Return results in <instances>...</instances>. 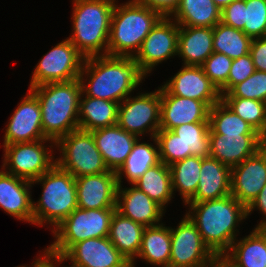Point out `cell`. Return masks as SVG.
I'll return each mask as SVG.
<instances>
[{
  "label": "cell",
  "mask_w": 266,
  "mask_h": 267,
  "mask_svg": "<svg viewBox=\"0 0 266 267\" xmlns=\"http://www.w3.org/2000/svg\"><path fill=\"white\" fill-rule=\"evenodd\" d=\"M144 77L146 74L133 57L103 55L84 60L79 81L86 96L120 104Z\"/></svg>",
  "instance_id": "6da1fadb"
},
{
  "label": "cell",
  "mask_w": 266,
  "mask_h": 267,
  "mask_svg": "<svg viewBox=\"0 0 266 267\" xmlns=\"http://www.w3.org/2000/svg\"><path fill=\"white\" fill-rule=\"evenodd\" d=\"M184 204L190 205L186 215L198 228L205 245L217 258H222L236 240L239 232L236 227L247 218V208L231 194L220 199Z\"/></svg>",
  "instance_id": "7a4b0ae2"
},
{
  "label": "cell",
  "mask_w": 266,
  "mask_h": 267,
  "mask_svg": "<svg viewBox=\"0 0 266 267\" xmlns=\"http://www.w3.org/2000/svg\"><path fill=\"white\" fill-rule=\"evenodd\" d=\"M29 90L38 98L44 136L57 142L79 129V105L82 94L79 79L51 82Z\"/></svg>",
  "instance_id": "3957f363"
},
{
  "label": "cell",
  "mask_w": 266,
  "mask_h": 267,
  "mask_svg": "<svg viewBox=\"0 0 266 267\" xmlns=\"http://www.w3.org/2000/svg\"><path fill=\"white\" fill-rule=\"evenodd\" d=\"M73 1V32L68 39L85 59L107 55L111 18L116 0Z\"/></svg>",
  "instance_id": "277c9868"
},
{
  "label": "cell",
  "mask_w": 266,
  "mask_h": 267,
  "mask_svg": "<svg viewBox=\"0 0 266 267\" xmlns=\"http://www.w3.org/2000/svg\"><path fill=\"white\" fill-rule=\"evenodd\" d=\"M162 17L158 11L133 0L120 6L115 3L107 55L134 57L146 36Z\"/></svg>",
  "instance_id": "5b68a950"
},
{
  "label": "cell",
  "mask_w": 266,
  "mask_h": 267,
  "mask_svg": "<svg viewBox=\"0 0 266 267\" xmlns=\"http://www.w3.org/2000/svg\"><path fill=\"white\" fill-rule=\"evenodd\" d=\"M39 182L43 192L37 203L33 201V224L49 223L53 230L78 207L75 178L55 164L31 183Z\"/></svg>",
  "instance_id": "8992f818"
},
{
  "label": "cell",
  "mask_w": 266,
  "mask_h": 267,
  "mask_svg": "<svg viewBox=\"0 0 266 267\" xmlns=\"http://www.w3.org/2000/svg\"><path fill=\"white\" fill-rule=\"evenodd\" d=\"M116 208L74 209L69 216L52 230L54 241L45 249L60 258L72 245L89 238L108 237L110 222Z\"/></svg>",
  "instance_id": "52a82bcc"
},
{
  "label": "cell",
  "mask_w": 266,
  "mask_h": 267,
  "mask_svg": "<svg viewBox=\"0 0 266 267\" xmlns=\"http://www.w3.org/2000/svg\"><path fill=\"white\" fill-rule=\"evenodd\" d=\"M61 151L56 164L74 178L108 172L91 132L75 130L56 142Z\"/></svg>",
  "instance_id": "ba28073f"
},
{
  "label": "cell",
  "mask_w": 266,
  "mask_h": 267,
  "mask_svg": "<svg viewBox=\"0 0 266 267\" xmlns=\"http://www.w3.org/2000/svg\"><path fill=\"white\" fill-rule=\"evenodd\" d=\"M160 161L167 166L190 156L210 155L209 123L183 124L156 134Z\"/></svg>",
  "instance_id": "9c48e42d"
},
{
  "label": "cell",
  "mask_w": 266,
  "mask_h": 267,
  "mask_svg": "<svg viewBox=\"0 0 266 267\" xmlns=\"http://www.w3.org/2000/svg\"><path fill=\"white\" fill-rule=\"evenodd\" d=\"M51 139H42L33 142L14 143L4 145V160L2 169L16 177L34 181L42 174L49 171L55 164L56 159L51 155L53 150L45 148L43 143ZM6 167V168H5Z\"/></svg>",
  "instance_id": "30bf717a"
},
{
  "label": "cell",
  "mask_w": 266,
  "mask_h": 267,
  "mask_svg": "<svg viewBox=\"0 0 266 267\" xmlns=\"http://www.w3.org/2000/svg\"><path fill=\"white\" fill-rule=\"evenodd\" d=\"M85 58L68 38L53 47L34 69L29 88L79 79Z\"/></svg>",
  "instance_id": "8fae6325"
},
{
  "label": "cell",
  "mask_w": 266,
  "mask_h": 267,
  "mask_svg": "<svg viewBox=\"0 0 266 267\" xmlns=\"http://www.w3.org/2000/svg\"><path fill=\"white\" fill-rule=\"evenodd\" d=\"M150 93L128 96L118 106L117 125L137 136L150 132V139L160 130V87Z\"/></svg>",
  "instance_id": "7c38bea8"
},
{
  "label": "cell",
  "mask_w": 266,
  "mask_h": 267,
  "mask_svg": "<svg viewBox=\"0 0 266 267\" xmlns=\"http://www.w3.org/2000/svg\"><path fill=\"white\" fill-rule=\"evenodd\" d=\"M169 267H212L217 257L205 245L196 225L185 214L177 228L170 227Z\"/></svg>",
  "instance_id": "4fadbf2b"
},
{
  "label": "cell",
  "mask_w": 266,
  "mask_h": 267,
  "mask_svg": "<svg viewBox=\"0 0 266 267\" xmlns=\"http://www.w3.org/2000/svg\"><path fill=\"white\" fill-rule=\"evenodd\" d=\"M170 17H162L146 36L133 59L147 75L164 60L178 53L179 25Z\"/></svg>",
  "instance_id": "5bb4252c"
},
{
  "label": "cell",
  "mask_w": 266,
  "mask_h": 267,
  "mask_svg": "<svg viewBox=\"0 0 266 267\" xmlns=\"http://www.w3.org/2000/svg\"><path fill=\"white\" fill-rule=\"evenodd\" d=\"M70 260L69 267H131V263L108 237L89 238L72 245L61 257Z\"/></svg>",
  "instance_id": "9a60e30c"
},
{
  "label": "cell",
  "mask_w": 266,
  "mask_h": 267,
  "mask_svg": "<svg viewBox=\"0 0 266 267\" xmlns=\"http://www.w3.org/2000/svg\"><path fill=\"white\" fill-rule=\"evenodd\" d=\"M266 184V148L231 168V195L246 208Z\"/></svg>",
  "instance_id": "2e32d148"
},
{
  "label": "cell",
  "mask_w": 266,
  "mask_h": 267,
  "mask_svg": "<svg viewBox=\"0 0 266 267\" xmlns=\"http://www.w3.org/2000/svg\"><path fill=\"white\" fill-rule=\"evenodd\" d=\"M4 145L47 139L38 98L29 90L6 125Z\"/></svg>",
  "instance_id": "e0dca14e"
},
{
  "label": "cell",
  "mask_w": 266,
  "mask_h": 267,
  "mask_svg": "<svg viewBox=\"0 0 266 267\" xmlns=\"http://www.w3.org/2000/svg\"><path fill=\"white\" fill-rule=\"evenodd\" d=\"M163 86L172 95L199 100L209 108L222 98L220 91L205 75L201 66L183 65Z\"/></svg>",
  "instance_id": "ac0fdd59"
},
{
  "label": "cell",
  "mask_w": 266,
  "mask_h": 267,
  "mask_svg": "<svg viewBox=\"0 0 266 267\" xmlns=\"http://www.w3.org/2000/svg\"><path fill=\"white\" fill-rule=\"evenodd\" d=\"M160 130H173L183 124L209 123L210 108L199 100L172 95L160 87Z\"/></svg>",
  "instance_id": "d6986e66"
},
{
  "label": "cell",
  "mask_w": 266,
  "mask_h": 267,
  "mask_svg": "<svg viewBox=\"0 0 266 267\" xmlns=\"http://www.w3.org/2000/svg\"><path fill=\"white\" fill-rule=\"evenodd\" d=\"M78 208H116L118 182L116 172L109 170L96 175L75 178Z\"/></svg>",
  "instance_id": "ffe728a7"
},
{
  "label": "cell",
  "mask_w": 266,
  "mask_h": 267,
  "mask_svg": "<svg viewBox=\"0 0 266 267\" xmlns=\"http://www.w3.org/2000/svg\"><path fill=\"white\" fill-rule=\"evenodd\" d=\"M210 155L233 168L263 147L262 135L209 134Z\"/></svg>",
  "instance_id": "44dd1931"
},
{
  "label": "cell",
  "mask_w": 266,
  "mask_h": 267,
  "mask_svg": "<svg viewBox=\"0 0 266 267\" xmlns=\"http://www.w3.org/2000/svg\"><path fill=\"white\" fill-rule=\"evenodd\" d=\"M130 188L118 186L116 211L145 227L161 224L164 209L146 193L132 185Z\"/></svg>",
  "instance_id": "7402d4cb"
},
{
  "label": "cell",
  "mask_w": 266,
  "mask_h": 267,
  "mask_svg": "<svg viewBox=\"0 0 266 267\" xmlns=\"http://www.w3.org/2000/svg\"><path fill=\"white\" fill-rule=\"evenodd\" d=\"M31 181L0 171V207L10 216L33 224Z\"/></svg>",
  "instance_id": "603a6c76"
},
{
  "label": "cell",
  "mask_w": 266,
  "mask_h": 267,
  "mask_svg": "<svg viewBox=\"0 0 266 267\" xmlns=\"http://www.w3.org/2000/svg\"><path fill=\"white\" fill-rule=\"evenodd\" d=\"M105 165L117 172L132 151L137 136L125 131L117 124L91 131Z\"/></svg>",
  "instance_id": "cb8c5ba5"
},
{
  "label": "cell",
  "mask_w": 266,
  "mask_h": 267,
  "mask_svg": "<svg viewBox=\"0 0 266 267\" xmlns=\"http://www.w3.org/2000/svg\"><path fill=\"white\" fill-rule=\"evenodd\" d=\"M230 194L231 168L211 156L203 157L197 190L186 203L220 199Z\"/></svg>",
  "instance_id": "d4e9b609"
},
{
  "label": "cell",
  "mask_w": 266,
  "mask_h": 267,
  "mask_svg": "<svg viewBox=\"0 0 266 267\" xmlns=\"http://www.w3.org/2000/svg\"><path fill=\"white\" fill-rule=\"evenodd\" d=\"M213 52V28L179 26L177 55L184 65L201 66Z\"/></svg>",
  "instance_id": "484cf974"
},
{
  "label": "cell",
  "mask_w": 266,
  "mask_h": 267,
  "mask_svg": "<svg viewBox=\"0 0 266 267\" xmlns=\"http://www.w3.org/2000/svg\"><path fill=\"white\" fill-rule=\"evenodd\" d=\"M236 241V242H235ZM232 243L222 257L232 267H265L266 229L254 228L248 236Z\"/></svg>",
  "instance_id": "4316f807"
},
{
  "label": "cell",
  "mask_w": 266,
  "mask_h": 267,
  "mask_svg": "<svg viewBox=\"0 0 266 267\" xmlns=\"http://www.w3.org/2000/svg\"><path fill=\"white\" fill-rule=\"evenodd\" d=\"M145 226L134 222L116 210L112 215L108 238L116 249L135 267V258L140 251Z\"/></svg>",
  "instance_id": "83f0119b"
},
{
  "label": "cell",
  "mask_w": 266,
  "mask_h": 267,
  "mask_svg": "<svg viewBox=\"0 0 266 267\" xmlns=\"http://www.w3.org/2000/svg\"><path fill=\"white\" fill-rule=\"evenodd\" d=\"M83 95L78 116L80 130L91 132L117 124L119 103Z\"/></svg>",
  "instance_id": "f1b7e54d"
},
{
  "label": "cell",
  "mask_w": 266,
  "mask_h": 267,
  "mask_svg": "<svg viewBox=\"0 0 266 267\" xmlns=\"http://www.w3.org/2000/svg\"><path fill=\"white\" fill-rule=\"evenodd\" d=\"M139 140V138L136 140L131 153L116 172L118 186H121L122 175L124 173L127 181L133 185L150 167L161 162L156 137H153L156 147L147 142L140 143Z\"/></svg>",
  "instance_id": "f546056e"
},
{
  "label": "cell",
  "mask_w": 266,
  "mask_h": 267,
  "mask_svg": "<svg viewBox=\"0 0 266 267\" xmlns=\"http://www.w3.org/2000/svg\"><path fill=\"white\" fill-rule=\"evenodd\" d=\"M170 17L179 26L213 28L221 21V9L213 0H180L179 7Z\"/></svg>",
  "instance_id": "4dcf8cb0"
},
{
  "label": "cell",
  "mask_w": 266,
  "mask_h": 267,
  "mask_svg": "<svg viewBox=\"0 0 266 267\" xmlns=\"http://www.w3.org/2000/svg\"><path fill=\"white\" fill-rule=\"evenodd\" d=\"M171 256L170 227L163 223L145 227L142 235V244L137 257L160 267H169Z\"/></svg>",
  "instance_id": "1f68e13d"
},
{
  "label": "cell",
  "mask_w": 266,
  "mask_h": 267,
  "mask_svg": "<svg viewBox=\"0 0 266 267\" xmlns=\"http://www.w3.org/2000/svg\"><path fill=\"white\" fill-rule=\"evenodd\" d=\"M133 185L146 193L163 209L174 195L170 168L163 162L150 167Z\"/></svg>",
  "instance_id": "d6a6232c"
},
{
  "label": "cell",
  "mask_w": 266,
  "mask_h": 267,
  "mask_svg": "<svg viewBox=\"0 0 266 267\" xmlns=\"http://www.w3.org/2000/svg\"><path fill=\"white\" fill-rule=\"evenodd\" d=\"M209 134L261 135L248 122L242 120L222 100L209 110Z\"/></svg>",
  "instance_id": "836d02e7"
},
{
  "label": "cell",
  "mask_w": 266,
  "mask_h": 267,
  "mask_svg": "<svg viewBox=\"0 0 266 267\" xmlns=\"http://www.w3.org/2000/svg\"><path fill=\"white\" fill-rule=\"evenodd\" d=\"M252 40L242 30L221 21L213 27L214 52L223 53L232 60L249 54Z\"/></svg>",
  "instance_id": "e575fe53"
},
{
  "label": "cell",
  "mask_w": 266,
  "mask_h": 267,
  "mask_svg": "<svg viewBox=\"0 0 266 267\" xmlns=\"http://www.w3.org/2000/svg\"><path fill=\"white\" fill-rule=\"evenodd\" d=\"M202 160L203 157L190 156L169 166L173 193L177 189L185 203L197 190Z\"/></svg>",
  "instance_id": "d590c367"
},
{
  "label": "cell",
  "mask_w": 266,
  "mask_h": 267,
  "mask_svg": "<svg viewBox=\"0 0 266 267\" xmlns=\"http://www.w3.org/2000/svg\"><path fill=\"white\" fill-rule=\"evenodd\" d=\"M242 120L263 137L266 135V102L246 98H221Z\"/></svg>",
  "instance_id": "8d00e7d4"
},
{
  "label": "cell",
  "mask_w": 266,
  "mask_h": 267,
  "mask_svg": "<svg viewBox=\"0 0 266 267\" xmlns=\"http://www.w3.org/2000/svg\"><path fill=\"white\" fill-rule=\"evenodd\" d=\"M244 22L247 36L266 37V0H244Z\"/></svg>",
  "instance_id": "74e56055"
},
{
  "label": "cell",
  "mask_w": 266,
  "mask_h": 267,
  "mask_svg": "<svg viewBox=\"0 0 266 267\" xmlns=\"http://www.w3.org/2000/svg\"><path fill=\"white\" fill-rule=\"evenodd\" d=\"M222 98H246L266 102V72L255 71L246 80L234 85Z\"/></svg>",
  "instance_id": "f35d334b"
},
{
  "label": "cell",
  "mask_w": 266,
  "mask_h": 267,
  "mask_svg": "<svg viewBox=\"0 0 266 267\" xmlns=\"http://www.w3.org/2000/svg\"><path fill=\"white\" fill-rule=\"evenodd\" d=\"M232 61L223 53L213 52L201 65L205 75L219 91L227 84Z\"/></svg>",
  "instance_id": "ab89813d"
},
{
  "label": "cell",
  "mask_w": 266,
  "mask_h": 267,
  "mask_svg": "<svg viewBox=\"0 0 266 267\" xmlns=\"http://www.w3.org/2000/svg\"><path fill=\"white\" fill-rule=\"evenodd\" d=\"M255 71L250 53L234 59L230 68L227 84L220 90L221 96L227 93L234 85L246 80Z\"/></svg>",
  "instance_id": "60d3db41"
},
{
  "label": "cell",
  "mask_w": 266,
  "mask_h": 267,
  "mask_svg": "<svg viewBox=\"0 0 266 267\" xmlns=\"http://www.w3.org/2000/svg\"><path fill=\"white\" fill-rule=\"evenodd\" d=\"M221 22L236 29L244 28V0H234L221 10Z\"/></svg>",
  "instance_id": "b9f144b4"
},
{
  "label": "cell",
  "mask_w": 266,
  "mask_h": 267,
  "mask_svg": "<svg viewBox=\"0 0 266 267\" xmlns=\"http://www.w3.org/2000/svg\"><path fill=\"white\" fill-rule=\"evenodd\" d=\"M250 55L255 70L266 72V37L254 38L252 40Z\"/></svg>",
  "instance_id": "7bdbcfd3"
},
{
  "label": "cell",
  "mask_w": 266,
  "mask_h": 267,
  "mask_svg": "<svg viewBox=\"0 0 266 267\" xmlns=\"http://www.w3.org/2000/svg\"><path fill=\"white\" fill-rule=\"evenodd\" d=\"M136 3L158 11L163 17H170L179 7L180 0H133Z\"/></svg>",
  "instance_id": "ee69618b"
},
{
  "label": "cell",
  "mask_w": 266,
  "mask_h": 267,
  "mask_svg": "<svg viewBox=\"0 0 266 267\" xmlns=\"http://www.w3.org/2000/svg\"><path fill=\"white\" fill-rule=\"evenodd\" d=\"M258 209L263 213L264 220H261L255 228H265L266 229V184L261 189L257 197L252 201V203L247 207V216L251 215L254 209Z\"/></svg>",
  "instance_id": "f6af8a7d"
},
{
  "label": "cell",
  "mask_w": 266,
  "mask_h": 267,
  "mask_svg": "<svg viewBox=\"0 0 266 267\" xmlns=\"http://www.w3.org/2000/svg\"><path fill=\"white\" fill-rule=\"evenodd\" d=\"M43 253V256L34 261L33 267H55L56 265L54 264L63 262L60 258H56L47 254L45 250ZM53 260L55 261V263Z\"/></svg>",
  "instance_id": "bcb514c9"
},
{
  "label": "cell",
  "mask_w": 266,
  "mask_h": 267,
  "mask_svg": "<svg viewBox=\"0 0 266 267\" xmlns=\"http://www.w3.org/2000/svg\"><path fill=\"white\" fill-rule=\"evenodd\" d=\"M215 5L219 8V9H224L226 6H228L231 2H233L234 0H213Z\"/></svg>",
  "instance_id": "7dc6e473"
},
{
  "label": "cell",
  "mask_w": 266,
  "mask_h": 267,
  "mask_svg": "<svg viewBox=\"0 0 266 267\" xmlns=\"http://www.w3.org/2000/svg\"><path fill=\"white\" fill-rule=\"evenodd\" d=\"M212 267H232L223 258H217Z\"/></svg>",
  "instance_id": "c3c4849f"
},
{
  "label": "cell",
  "mask_w": 266,
  "mask_h": 267,
  "mask_svg": "<svg viewBox=\"0 0 266 267\" xmlns=\"http://www.w3.org/2000/svg\"><path fill=\"white\" fill-rule=\"evenodd\" d=\"M263 146L266 148V135L264 136Z\"/></svg>",
  "instance_id": "681fc988"
}]
</instances>
